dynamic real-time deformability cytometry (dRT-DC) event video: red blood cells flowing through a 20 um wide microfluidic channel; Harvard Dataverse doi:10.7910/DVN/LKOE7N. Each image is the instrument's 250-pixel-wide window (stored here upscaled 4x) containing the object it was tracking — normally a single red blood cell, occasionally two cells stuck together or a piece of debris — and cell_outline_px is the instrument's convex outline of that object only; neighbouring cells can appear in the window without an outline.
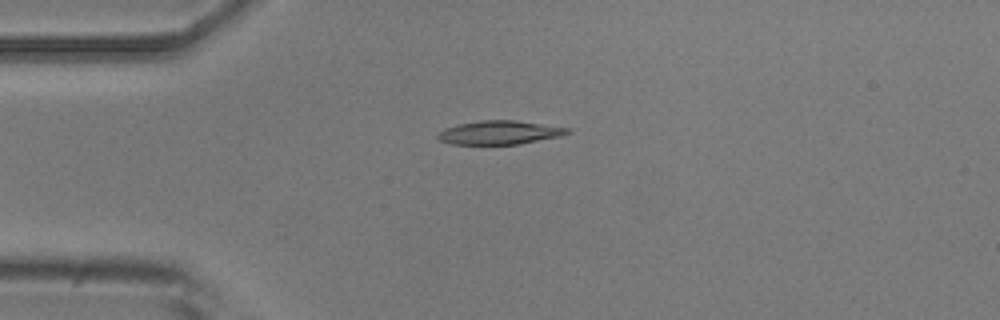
{"species": "common noctule bat (a hibernating species)", "species_latin": "Nyctalus noctula", "temperature_condition": "room temperature", "stored_images_in_passage": 12, "camera_frame_rate_fps": 3000, "um_per_image_px": 0.085, "animal": {"sex": "male", "body_mass_g": 20.5, "forearm_length_mm": 52.5}, "frame": {"image": 1, "passage_image": 3, "time_ms": 3.0, "image_size_px": [1000, 320], "cell_outline_px": [[572, 132], [560, 136], [520, 144], [452, 144], [440, 140], [436, 136], [436, 132], [444, 128], [460, 124], [480, 120], [516, 120], [572, 128]], "centroid_in_image_um": [42.48, 11.26], "position_along_channel_um": 42.5, "area_um2": 18.03}}
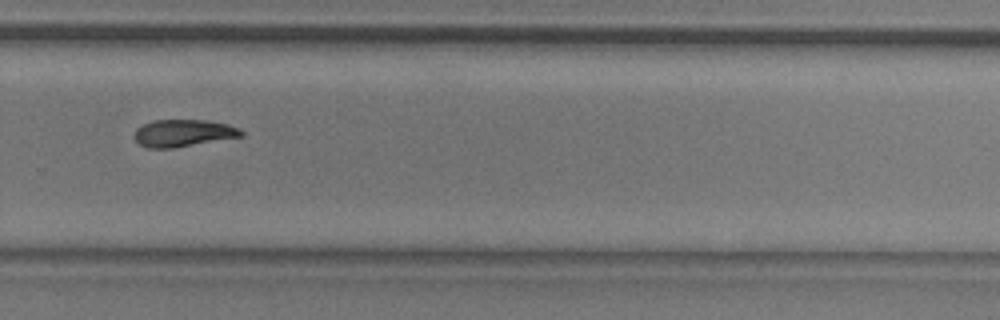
{"frame": {"image": 2, "passage_image": 10, "time_ms": 11.0, "image_size_px": [1000, 320], "cell_outline_px": [[244, 136], [172, 148], [148, 148], [140, 144], [132, 136], [136, 128], [152, 120], [204, 120], [228, 124], [240, 128], [244, 132]], "centroid_in_image_um": [15.58, 11.31], "position_along_channel_um": 314.2, "area_um2": 16.99}}
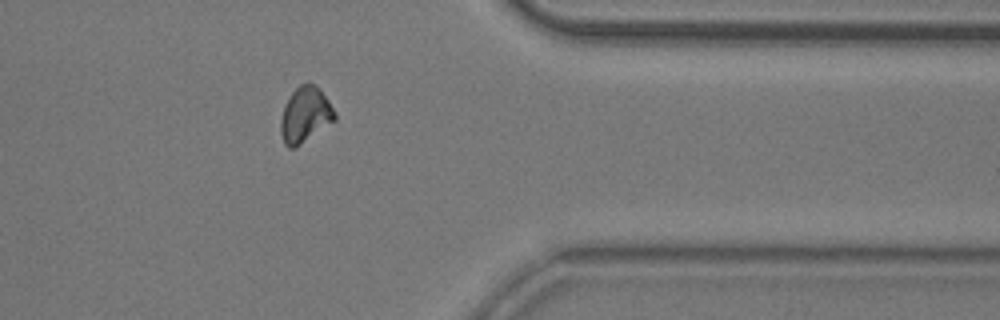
{"frame": {"image": 3, "passage_image": 12, "time_ms": 13.333, "image_size_px": [1000, 320], "cell_outline_px": [[336, 120], [292, 148], [288, 148], [284, 144], [280, 132], [280, 120], [284, 104], [292, 92], [300, 84], [308, 80], [320, 88], [336, 112]], "centroid_in_image_um": [25.93, 9.71], "position_along_channel_um": 385.5, "area_um2": 17.51}}